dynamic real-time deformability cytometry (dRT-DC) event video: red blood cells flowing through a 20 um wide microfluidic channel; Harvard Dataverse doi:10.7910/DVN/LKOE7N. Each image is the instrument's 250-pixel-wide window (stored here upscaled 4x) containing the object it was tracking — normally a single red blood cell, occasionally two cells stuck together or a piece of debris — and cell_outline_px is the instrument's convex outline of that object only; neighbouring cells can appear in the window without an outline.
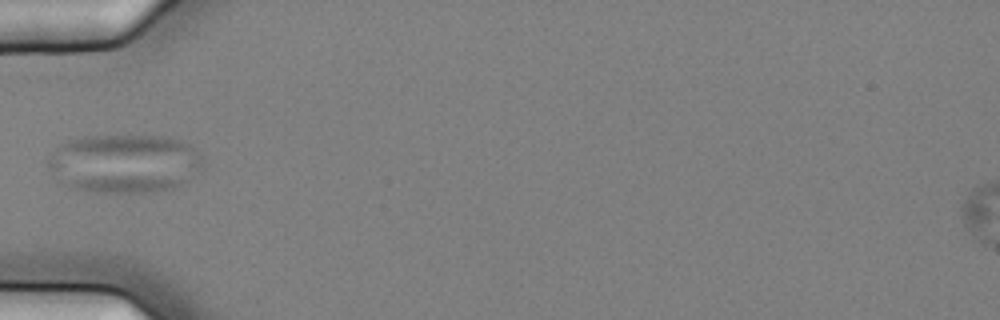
{"species": "common noctule bat (a hibernating species)", "species_latin": "Nyctalus noctula", "temperature_condition": "cold", "stored_images_in_passage": 8, "camera_frame_rate_fps": 3000, "um_per_image_px": 0.085, "animal": {"sex": "female", "body_mass_g": 25.1}, "frame": {"image": 1, "passage_image": 7, "time_ms": 2.0, "image_size_px": [1000, 320], "cell_outline_px": [[204, 168], [200, 172], [184, 184], [172, 188], [152, 192], [96, 192], [72, 188], [60, 184], [56, 180], [48, 164], [48, 160], [56, 148], [60, 144], [68, 140], [84, 136], [164, 136], [180, 140], [196, 148], [204, 156]], "centroid_in_image_um": [10.63, 13.9], "position_along_channel_um": 74.4, "area_um2": 53.75}}
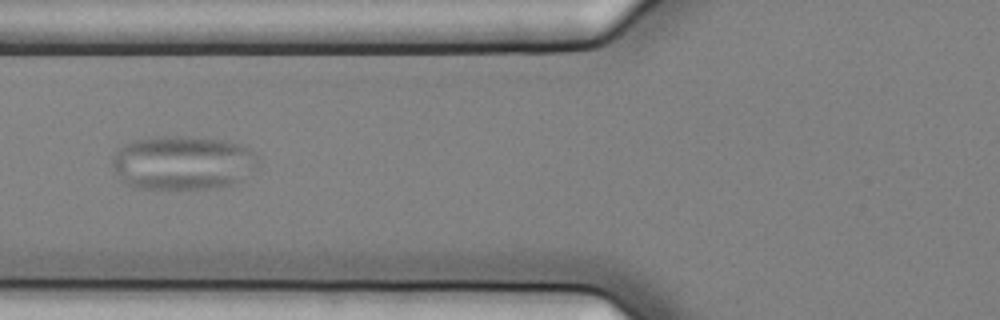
{"frame": {"image": 2, "passage_image": 8, "time_ms": 2.333, "image_size_px": [1000, 320], "cell_outline_px": [[260, 160], [256, 168], [240, 180], [232, 184], [212, 188], [132, 188], [112, 168], [112, 160], [116, 148], [124, 144], [136, 140], [156, 136], [192, 136], [224, 140], [240, 144], [256, 152], [260, 156]], "centroid_in_image_um": [15.56, 13.81], "position_along_channel_um": 110.2, "area_um2": 46.24}}